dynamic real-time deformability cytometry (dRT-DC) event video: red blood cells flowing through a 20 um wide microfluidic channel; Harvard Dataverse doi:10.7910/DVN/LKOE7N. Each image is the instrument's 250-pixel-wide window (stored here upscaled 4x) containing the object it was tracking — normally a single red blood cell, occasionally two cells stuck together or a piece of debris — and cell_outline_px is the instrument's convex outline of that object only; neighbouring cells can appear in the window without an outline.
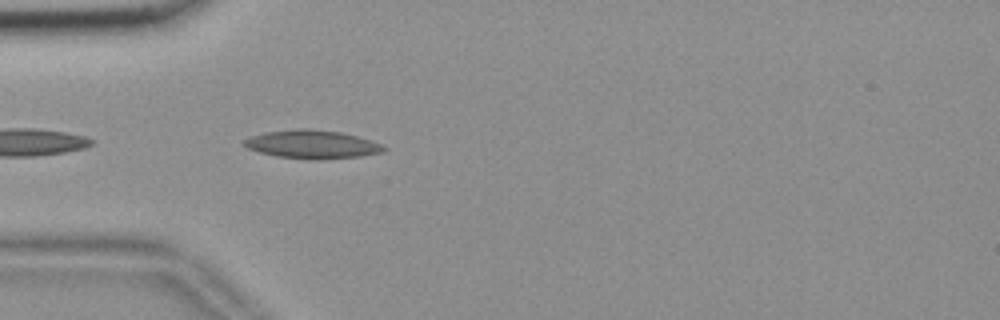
{"species": "common noctule bat (a hibernating species)", "species_latin": "Nyctalus noctula", "temperature_condition": "room temperature", "stored_images_in_passage": 9, "camera_frame_rate_fps": 3000, "um_per_image_px": 0.085, "animal": {"sex": "female", "body_mass_g": 18.4}, "frame": {"image": 1, "passage_image": 2, "time_ms": 0.333, "image_size_px": [1000, 320], "cell_outline_px": [[388, 148], [384, 152], [360, 156], [316, 160], [276, 156], [260, 152], [248, 148], [244, 144], [244, 140], [252, 136], [264, 132], [296, 128], [308, 128], [340, 132], [356, 136], [380, 144]], "centroid_in_image_um": [26.53, 12.26], "position_along_channel_um": 58.5, "area_um2": 22.95}}